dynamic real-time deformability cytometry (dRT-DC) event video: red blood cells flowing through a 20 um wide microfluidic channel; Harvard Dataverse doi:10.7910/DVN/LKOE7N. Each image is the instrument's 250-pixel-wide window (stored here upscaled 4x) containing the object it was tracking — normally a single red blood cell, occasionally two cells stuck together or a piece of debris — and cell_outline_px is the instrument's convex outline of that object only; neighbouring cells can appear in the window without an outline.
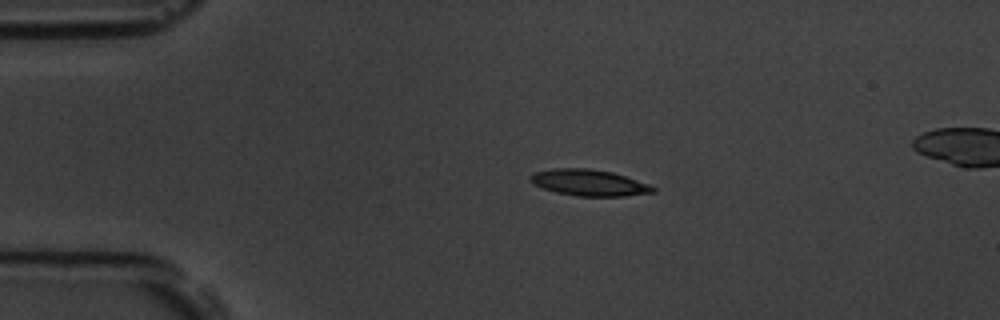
{"species": "common noctule bat (a hibernating species)", "species_latin": "Nyctalus noctula", "temperature_condition": "room temperature", "stored_images_in_passage": 6, "camera_frame_rate_fps": 3000, "um_per_image_px": 0.085, "animal": {"sex": "male", "body_mass_g": 19.5, "forearm_length_mm": 54.6}, "frame": {"image": 1, "passage_image": 2, "time_ms": 1.333, "image_size_px": [1000, 320], "cell_outline_px": [[656, 192], [624, 196], [580, 196], [556, 192], [532, 184], [528, 180], [528, 176], [532, 172], [552, 168], [588, 168], [612, 172], [648, 184], [656, 188]], "centroid_in_image_um": [50.01, 15.52], "position_along_channel_um": 35.0, "area_um2": 18.84}}
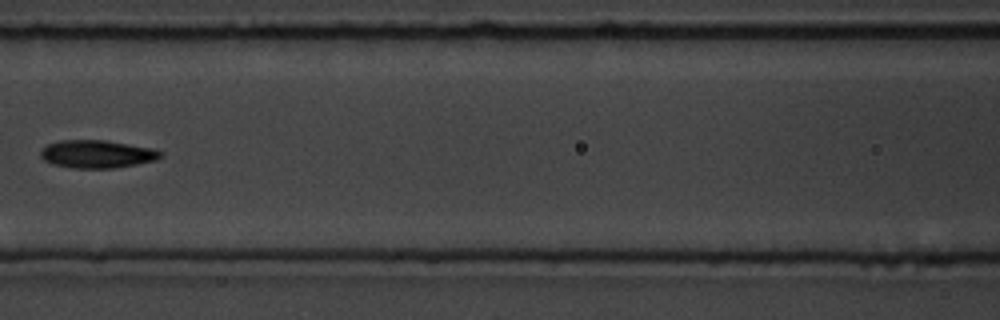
{"frame": {"image": 2, "passage_image": 5, "time_ms": 5.667, "image_size_px": [1000, 320], "cell_outline_px": [[164, 156], [156, 160], [136, 164], [112, 168], [72, 168], [52, 164], [44, 160], [40, 156], [40, 152], [48, 144], [60, 140], [104, 140], [156, 148], [164, 152]], "centroid_in_image_um": [8.3, 13.09], "position_along_channel_um": 158.3, "area_um2": 19.65}}
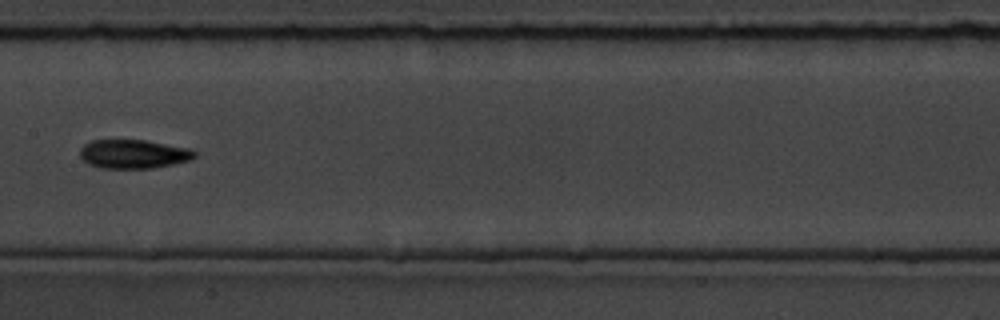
{"frame": {"image": 3, "passage_image": 6, "time_ms": 6.667, "image_size_px": [1000, 320], "cell_outline_px": [[196, 156], [192, 160], [152, 168], [100, 168], [88, 164], [80, 156], [80, 148], [84, 144], [92, 140], [144, 140], [192, 148], [196, 152]], "centroid_in_image_um": [11.37, 13.09], "position_along_channel_um": 196.0, "area_um2": 19.42}}